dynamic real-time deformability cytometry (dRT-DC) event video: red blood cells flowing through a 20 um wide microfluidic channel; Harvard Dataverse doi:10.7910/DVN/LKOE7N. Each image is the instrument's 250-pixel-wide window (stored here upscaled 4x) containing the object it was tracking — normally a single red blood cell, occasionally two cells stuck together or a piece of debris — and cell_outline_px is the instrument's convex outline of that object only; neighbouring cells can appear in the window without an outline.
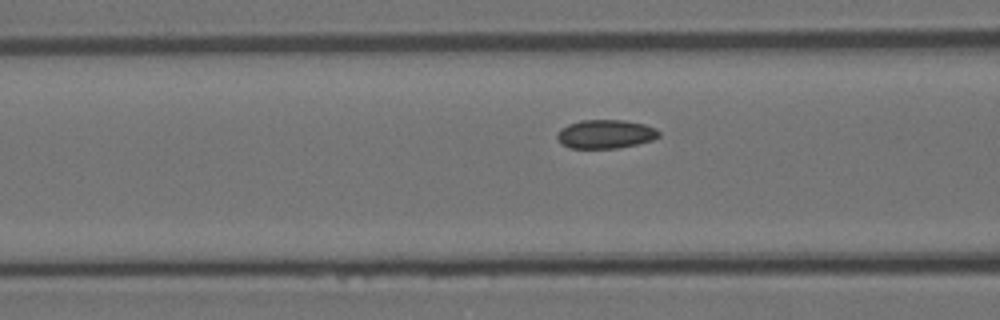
{"species": "Egyptian fruit bat (a non-hibernating species)", "species_latin": "Rousettus aegyptiacus", "temperature_condition": "room temperature", "stored_images_in_passage": 27, "camera_frame_rate_fps": 3000, "um_per_image_px": 0.085, "animal": {"sex": "female"}, "frame": {"image": 1, "passage_image": 6, "time_ms": 1.667, "image_size_px": [1000, 320], "cell_outline_px": [[660, 136], [652, 140], [636, 144], [616, 148], [568, 148], [560, 144], [556, 136], [560, 128], [568, 124], [580, 120], [624, 120], [644, 124], [656, 128], [660, 132]], "centroid_in_image_um": [51.44, 11.39], "position_along_channel_um": 115.2, "area_um2": 17.17}}
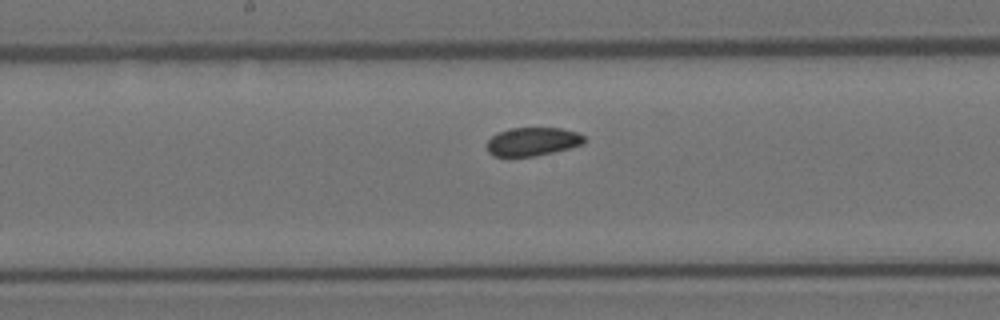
{"frame": {"image": 2, "passage_image": 13, "time_ms": 4.0, "image_size_px": [1000, 320], "cell_outline_px": [[584, 144], [536, 156], [492, 156], [488, 152], [488, 140], [496, 132], [512, 128], [560, 128], [576, 132], [584, 136]], "centroid_in_image_um": [45.25, 12.03], "position_along_channel_um": 203.0, "area_um2": 16.01}}
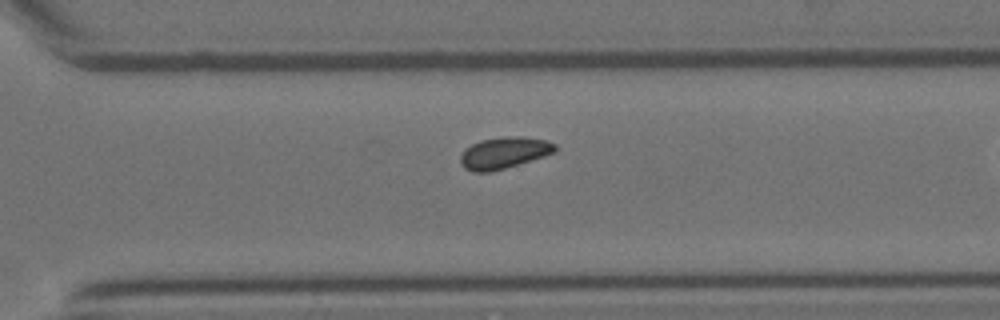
{"frame": {"image": 3, "passage_image": 23, "time_ms": 7.333, "image_size_px": [1000, 320], "cell_outline_px": [[556, 152], [544, 156], [504, 168], [488, 172], [472, 172], [464, 168], [460, 164], [460, 156], [472, 144], [480, 140], [504, 136], [516, 136], [548, 140], [556, 144]], "centroid_in_image_um": [42.85, 12.98], "position_along_channel_um": 327.8, "area_um2": 17.28}}